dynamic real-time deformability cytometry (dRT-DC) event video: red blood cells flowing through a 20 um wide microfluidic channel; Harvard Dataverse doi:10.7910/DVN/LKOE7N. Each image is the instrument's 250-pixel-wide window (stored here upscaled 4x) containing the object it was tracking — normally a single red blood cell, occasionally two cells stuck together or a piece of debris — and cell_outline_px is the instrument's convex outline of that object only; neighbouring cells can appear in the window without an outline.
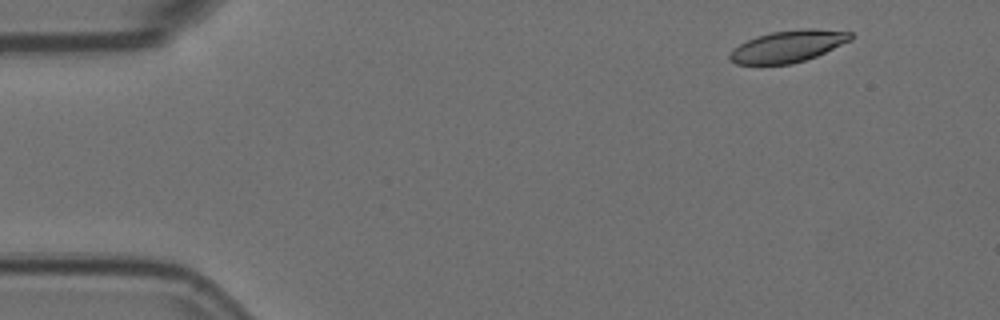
{"species": "Egyptian fruit bat (a non-hibernating species)", "species_latin": "Rousettus aegyptiacus", "temperature_condition": "room temperature", "stored_images_in_passage": 4, "camera_frame_rate_fps": 3000, "um_per_image_px": 0.085, "animal": {"sex": "female"}, "frame": {"image": 1, "passage_image": 2, "time_ms": 0.333, "image_size_px": [1000, 320], "cell_outline_px": [[852, 40], [816, 56], [792, 64], [736, 64], [728, 60], [728, 56], [732, 48], [756, 36], [772, 32], [804, 28], [808, 28], [852, 32]], "centroid_in_image_um": [66.95, 3.94], "position_along_channel_um": 18.0, "area_um2": 22.37}}
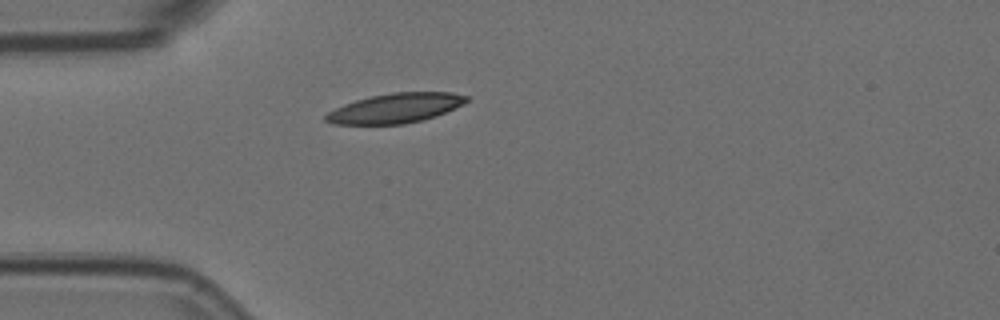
{"frame": {"image": 2, "passage_image": 4, "time_ms": 1.0, "image_size_px": [1000, 320], "cell_outline_px": [[468, 100], [464, 104], [436, 116], [424, 120], [404, 124], [332, 124], [324, 120], [324, 116], [328, 112], [344, 104], [356, 100], [372, 96], [392, 92], [452, 92], [468, 96]], "centroid_in_image_um": [33.63, 9.19], "position_along_channel_um": 51.4, "area_um2": 24.33}}